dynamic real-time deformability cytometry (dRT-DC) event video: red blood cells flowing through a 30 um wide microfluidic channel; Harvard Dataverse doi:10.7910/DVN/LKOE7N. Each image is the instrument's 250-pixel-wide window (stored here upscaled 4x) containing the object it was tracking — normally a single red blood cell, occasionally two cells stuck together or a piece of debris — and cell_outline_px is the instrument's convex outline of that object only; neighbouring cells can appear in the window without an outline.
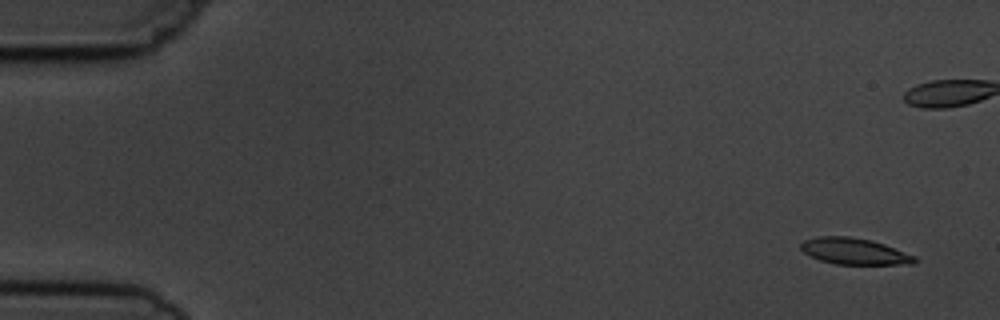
{"species": "common noctule bat (a hibernating species)", "species_latin": "Nyctalus noctula", "temperature_condition": "cold", "stored_images_in_passage": 7, "camera_frame_rate_fps": 3000, "um_per_image_px": 0.085, "animal": {"sex": "male", "body_mass_g": 19.5, "forearm_length_mm": 54.6}, "frame": {"image": 1, "passage_image": 1, "time_ms": 0.0, "image_size_px": [1000, 320], "cell_outline_px": [[916, 264], [836, 264], [820, 260], [804, 252], [800, 248], [800, 244], [804, 240], [816, 236], [848, 236], [872, 240], [884, 244], [916, 256]], "centroid_in_image_um": [72.62, 21.35], "position_along_channel_um": 12.4, "area_um2": 17.46}}
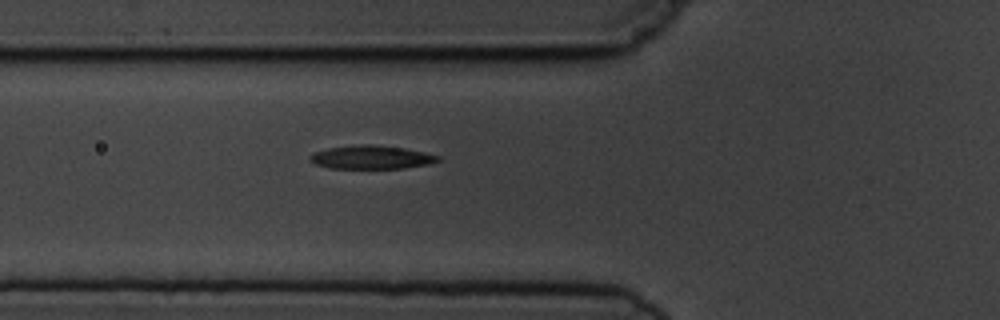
{"frame": {"image": 2, "passage_image": 7, "time_ms": 7.0, "image_size_px": [1000, 320], "cell_outline_px": [[440, 160], [428, 164], [404, 168], [328, 168], [316, 164], [308, 160], [308, 156], [312, 152], [328, 148], [360, 144], [372, 144], [404, 148], [424, 152], [440, 156]], "centroid_in_image_um": [31.52, 13.36], "position_along_channel_um": 94.3, "area_um2": 17.57}}